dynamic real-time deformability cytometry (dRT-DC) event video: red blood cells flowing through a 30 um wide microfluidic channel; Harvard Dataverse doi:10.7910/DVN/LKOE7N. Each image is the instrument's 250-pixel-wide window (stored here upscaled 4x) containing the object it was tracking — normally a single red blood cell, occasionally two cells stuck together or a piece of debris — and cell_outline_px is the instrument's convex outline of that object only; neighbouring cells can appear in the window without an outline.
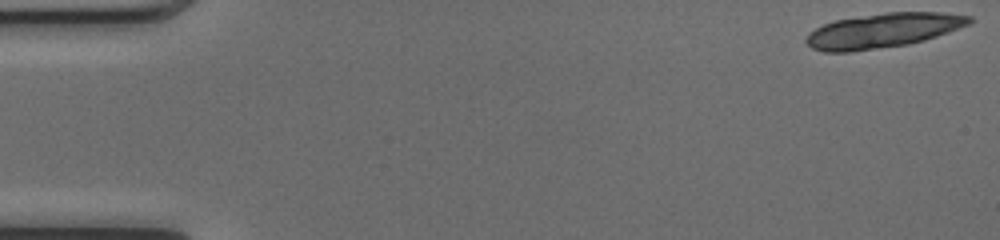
{"species": "common noctule bat (a hibernating species)", "species_latin": "Nyctalus noctula", "temperature_condition": "cold", "stored_images_in_passage": 18, "camera_frame_rate_fps": 3000, "um_per_image_px": 0.085, "animal": {"sex": "female", "body_mass_g": 17.0, "forearm_length_mm": 48.0}, "frame": {"image": 1, "passage_image": 1, "time_ms": 0.0, "image_size_px": [1000, 240], "cell_outline_px": [[972, 20], [968, 24], [948, 32], [924, 40], [908, 44], [852, 52], [824, 52], [812, 48], [804, 40], [808, 32], [824, 24], [836, 20], [884, 12], [940, 12], [972, 16]], "centroid_in_image_um": [75.02, 2.6], "position_along_channel_um": 10.0, "area_um2": 32.77}}